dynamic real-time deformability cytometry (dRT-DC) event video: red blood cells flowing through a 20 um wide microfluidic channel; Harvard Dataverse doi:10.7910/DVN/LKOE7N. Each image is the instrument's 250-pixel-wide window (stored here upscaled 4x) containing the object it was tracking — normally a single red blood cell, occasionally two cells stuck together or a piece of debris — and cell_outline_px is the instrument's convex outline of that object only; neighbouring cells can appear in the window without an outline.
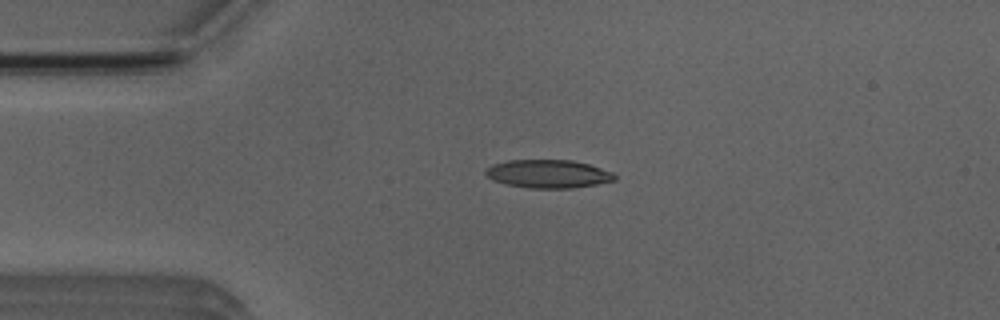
{"species": "Egyptian fruit bat (a non-hibernating species)", "species_latin": "Rousettus aegyptiacus", "temperature_condition": "room temperature", "stored_images_in_passage": 4, "camera_frame_rate_fps": 3000, "um_per_image_px": 0.085, "animal": {"sex": "male"}, "frame": {"image": 1, "passage_image": 3, "time_ms": 2.333, "image_size_px": [1000, 320], "cell_outline_px": [[616, 180], [596, 184], [572, 188], [532, 188], [504, 184], [492, 180], [484, 172], [492, 164], [508, 160], [572, 160], [588, 164], [612, 172], [616, 176]], "centroid_in_image_um": [46.58, 14.78], "position_along_channel_um": 38.4, "area_um2": 21.15}}